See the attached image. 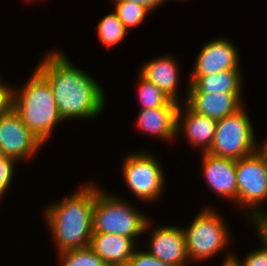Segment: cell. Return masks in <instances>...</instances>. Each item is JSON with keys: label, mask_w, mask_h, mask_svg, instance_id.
Returning a JSON list of instances; mask_svg holds the SVG:
<instances>
[{"label": "cell", "mask_w": 267, "mask_h": 266, "mask_svg": "<svg viewBox=\"0 0 267 266\" xmlns=\"http://www.w3.org/2000/svg\"><path fill=\"white\" fill-rule=\"evenodd\" d=\"M157 159L151 154L127 155L122 165L123 178L131 192L142 201H154L162 194L164 175Z\"/></svg>", "instance_id": "obj_7"}, {"label": "cell", "mask_w": 267, "mask_h": 266, "mask_svg": "<svg viewBox=\"0 0 267 266\" xmlns=\"http://www.w3.org/2000/svg\"><path fill=\"white\" fill-rule=\"evenodd\" d=\"M214 210H202L189 228L183 229L189 260L201 261L214 256L229 241L227 227Z\"/></svg>", "instance_id": "obj_6"}, {"label": "cell", "mask_w": 267, "mask_h": 266, "mask_svg": "<svg viewBox=\"0 0 267 266\" xmlns=\"http://www.w3.org/2000/svg\"><path fill=\"white\" fill-rule=\"evenodd\" d=\"M134 245L132 238L106 233H93L89 243L108 266H126L135 251Z\"/></svg>", "instance_id": "obj_15"}, {"label": "cell", "mask_w": 267, "mask_h": 266, "mask_svg": "<svg viewBox=\"0 0 267 266\" xmlns=\"http://www.w3.org/2000/svg\"><path fill=\"white\" fill-rule=\"evenodd\" d=\"M263 244V247L250 252L244 260H242L243 262L239 261L235 255L233 261L237 266H267V244Z\"/></svg>", "instance_id": "obj_24"}, {"label": "cell", "mask_w": 267, "mask_h": 266, "mask_svg": "<svg viewBox=\"0 0 267 266\" xmlns=\"http://www.w3.org/2000/svg\"><path fill=\"white\" fill-rule=\"evenodd\" d=\"M36 70L48 81L63 120L89 119L102 112L103 89L61 52L52 51L44 56Z\"/></svg>", "instance_id": "obj_1"}, {"label": "cell", "mask_w": 267, "mask_h": 266, "mask_svg": "<svg viewBox=\"0 0 267 266\" xmlns=\"http://www.w3.org/2000/svg\"><path fill=\"white\" fill-rule=\"evenodd\" d=\"M236 175L238 205L250 207L253 218L260 210L261 202L267 201V157L259 149L237 160Z\"/></svg>", "instance_id": "obj_8"}, {"label": "cell", "mask_w": 267, "mask_h": 266, "mask_svg": "<svg viewBox=\"0 0 267 266\" xmlns=\"http://www.w3.org/2000/svg\"><path fill=\"white\" fill-rule=\"evenodd\" d=\"M241 70H225L214 75L192 76L187 91L241 93Z\"/></svg>", "instance_id": "obj_18"}, {"label": "cell", "mask_w": 267, "mask_h": 266, "mask_svg": "<svg viewBox=\"0 0 267 266\" xmlns=\"http://www.w3.org/2000/svg\"><path fill=\"white\" fill-rule=\"evenodd\" d=\"M43 144L13 108L0 117V154L19 161L35 155Z\"/></svg>", "instance_id": "obj_9"}, {"label": "cell", "mask_w": 267, "mask_h": 266, "mask_svg": "<svg viewBox=\"0 0 267 266\" xmlns=\"http://www.w3.org/2000/svg\"><path fill=\"white\" fill-rule=\"evenodd\" d=\"M0 92H13V89L3 84L0 79Z\"/></svg>", "instance_id": "obj_30"}, {"label": "cell", "mask_w": 267, "mask_h": 266, "mask_svg": "<svg viewBox=\"0 0 267 266\" xmlns=\"http://www.w3.org/2000/svg\"><path fill=\"white\" fill-rule=\"evenodd\" d=\"M140 76L138 90L139 102L142 110L154 109L166 106L172 99L168 97L160 88L149 82L143 76Z\"/></svg>", "instance_id": "obj_20"}, {"label": "cell", "mask_w": 267, "mask_h": 266, "mask_svg": "<svg viewBox=\"0 0 267 266\" xmlns=\"http://www.w3.org/2000/svg\"><path fill=\"white\" fill-rule=\"evenodd\" d=\"M186 103L192 111L216 121L236 113L243 107L241 93H206L187 91Z\"/></svg>", "instance_id": "obj_13"}, {"label": "cell", "mask_w": 267, "mask_h": 266, "mask_svg": "<svg viewBox=\"0 0 267 266\" xmlns=\"http://www.w3.org/2000/svg\"><path fill=\"white\" fill-rule=\"evenodd\" d=\"M182 107L179 105L177 112V134L180 131V127L182 128L183 126L181 130L186 133L185 136L188 142L193 146L199 145L202 147L203 152H208L214 139L217 121L195 113L187 105L184 108L186 111L183 115Z\"/></svg>", "instance_id": "obj_16"}, {"label": "cell", "mask_w": 267, "mask_h": 266, "mask_svg": "<svg viewBox=\"0 0 267 266\" xmlns=\"http://www.w3.org/2000/svg\"><path fill=\"white\" fill-rule=\"evenodd\" d=\"M238 50L224 38L209 41L200 50L193 68V76H207L225 70H240Z\"/></svg>", "instance_id": "obj_10"}, {"label": "cell", "mask_w": 267, "mask_h": 266, "mask_svg": "<svg viewBox=\"0 0 267 266\" xmlns=\"http://www.w3.org/2000/svg\"><path fill=\"white\" fill-rule=\"evenodd\" d=\"M15 159L0 154V199L12 183Z\"/></svg>", "instance_id": "obj_23"}, {"label": "cell", "mask_w": 267, "mask_h": 266, "mask_svg": "<svg viewBox=\"0 0 267 266\" xmlns=\"http://www.w3.org/2000/svg\"><path fill=\"white\" fill-rule=\"evenodd\" d=\"M203 174L207 185L217 195L233 199L238 204L237 160L216 157L203 152Z\"/></svg>", "instance_id": "obj_11"}, {"label": "cell", "mask_w": 267, "mask_h": 266, "mask_svg": "<svg viewBox=\"0 0 267 266\" xmlns=\"http://www.w3.org/2000/svg\"><path fill=\"white\" fill-rule=\"evenodd\" d=\"M178 65L170 56L152 59L144 64L140 75L160 88L168 97L177 101Z\"/></svg>", "instance_id": "obj_17"}, {"label": "cell", "mask_w": 267, "mask_h": 266, "mask_svg": "<svg viewBox=\"0 0 267 266\" xmlns=\"http://www.w3.org/2000/svg\"><path fill=\"white\" fill-rule=\"evenodd\" d=\"M115 13L126 29L138 26L149 14V11L139 4L131 3L126 0L114 1Z\"/></svg>", "instance_id": "obj_21"}, {"label": "cell", "mask_w": 267, "mask_h": 266, "mask_svg": "<svg viewBox=\"0 0 267 266\" xmlns=\"http://www.w3.org/2000/svg\"><path fill=\"white\" fill-rule=\"evenodd\" d=\"M126 266H171L145 251L135 250Z\"/></svg>", "instance_id": "obj_25"}, {"label": "cell", "mask_w": 267, "mask_h": 266, "mask_svg": "<svg viewBox=\"0 0 267 266\" xmlns=\"http://www.w3.org/2000/svg\"><path fill=\"white\" fill-rule=\"evenodd\" d=\"M254 226L256 225L261 242L267 244V212L264 213L263 210H259L258 213L252 218Z\"/></svg>", "instance_id": "obj_26"}, {"label": "cell", "mask_w": 267, "mask_h": 266, "mask_svg": "<svg viewBox=\"0 0 267 266\" xmlns=\"http://www.w3.org/2000/svg\"><path fill=\"white\" fill-rule=\"evenodd\" d=\"M260 150L265 154V156L267 157V138H266V141H264V143L262 144V147L259 146Z\"/></svg>", "instance_id": "obj_31"}, {"label": "cell", "mask_w": 267, "mask_h": 266, "mask_svg": "<svg viewBox=\"0 0 267 266\" xmlns=\"http://www.w3.org/2000/svg\"><path fill=\"white\" fill-rule=\"evenodd\" d=\"M131 3L139 4L141 6H144L150 13L154 8L160 6L161 3H163L165 0H126Z\"/></svg>", "instance_id": "obj_28"}, {"label": "cell", "mask_w": 267, "mask_h": 266, "mask_svg": "<svg viewBox=\"0 0 267 266\" xmlns=\"http://www.w3.org/2000/svg\"><path fill=\"white\" fill-rule=\"evenodd\" d=\"M62 266H108L89 246L59 253Z\"/></svg>", "instance_id": "obj_22"}, {"label": "cell", "mask_w": 267, "mask_h": 266, "mask_svg": "<svg viewBox=\"0 0 267 266\" xmlns=\"http://www.w3.org/2000/svg\"><path fill=\"white\" fill-rule=\"evenodd\" d=\"M147 252L171 266H185L189 261L183 228L161 226L153 230Z\"/></svg>", "instance_id": "obj_12"}, {"label": "cell", "mask_w": 267, "mask_h": 266, "mask_svg": "<svg viewBox=\"0 0 267 266\" xmlns=\"http://www.w3.org/2000/svg\"><path fill=\"white\" fill-rule=\"evenodd\" d=\"M248 116L242 107L236 113L218 120L214 139L207 153L239 160L258 151L252 122Z\"/></svg>", "instance_id": "obj_5"}, {"label": "cell", "mask_w": 267, "mask_h": 266, "mask_svg": "<svg viewBox=\"0 0 267 266\" xmlns=\"http://www.w3.org/2000/svg\"><path fill=\"white\" fill-rule=\"evenodd\" d=\"M179 103L171 100L166 106L140 110L137 126L147 134L169 141L177 134V112Z\"/></svg>", "instance_id": "obj_14"}, {"label": "cell", "mask_w": 267, "mask_h": 266, "mask_svg": "<svg viewBox=\"0 0 267 266\" xmlns=\"http://www.w3.org/2000/svg\"><path fill=\"white\" fill-rule=\"evenodd\" d=\"M12 108L43 143L50 137L55 125L63 120L48 81L36 69L23 89L18 91L13 88Z\"/></svg>", "instance_id": "obj_3"}, {"label": "cell", "mask_w": 267, "mask_h": 266, "mask_svg": "<svg viewBox=\"0 0 267 266\" xmlns=\"http://www.w3.org/2000/svg\"><path fill=\"white\" fill-rule=\"evenodd\" d=\"M233 255H229L226 257V259L223 261V264L221 266H237L236 263L233 261Z\"/></svg>", "instance_id": "obj_29"}, {"label": "cell", "mask_w": 267, "mask_h": 266, "mask_svg": "<svg viewBox=\"0 0 267 266\" xmlns=\"http://www.w3.org/2000/svg\"><path fill=\"white\" fill-rule=\"evenodd\" d=\"M98 38L103 45L114 46L124 39L127 29L115 12H111L98 22Z\"/></svg>", "instance_id": "obj_19"}, {"label": "cell", "mask_w": 267, "mask_h": 266, "mask_svg": "<svg viewBox=\"0 0 267 266\" xmlns=\"http://www.w3.org/2000/svg\"><path fill=\"white\" fill-rule=\"evenodd\" d=\"M13 107V92H0V117Z\"/></svg>", "instance_id": "obj_27"}, {"label": "cell", "mask_w": 267, "mask_h": 266, "mask_svg": "<svg viewBox=\"0 0 267 266\" xmlns=\"http://www.w3.org/2000/svg\"><path fill=\"white\" fill-rule=\"evenodd\" d=\"M105 193L107 192L99 190L96 195L93 233L118 234L134 240L146 232L150 224L149 218L117 196Z\"/></svg>", "instance_id": "obj_4"}, {"label": "cell", "mask_w": 267, "mask_h": 266, "mask_svg": "<svg viewBox=\"0 0 267 266\" xmlns=\"http://www.w3.org/2000/svg\"><path fill=\"white\" fill-rule=\"evenodd\" d=\"M90 183L45 211L58 252L89 246L93 234V208L99 188Z\"/></svg>", "instance_id": "obj_2"}]
</instances>
